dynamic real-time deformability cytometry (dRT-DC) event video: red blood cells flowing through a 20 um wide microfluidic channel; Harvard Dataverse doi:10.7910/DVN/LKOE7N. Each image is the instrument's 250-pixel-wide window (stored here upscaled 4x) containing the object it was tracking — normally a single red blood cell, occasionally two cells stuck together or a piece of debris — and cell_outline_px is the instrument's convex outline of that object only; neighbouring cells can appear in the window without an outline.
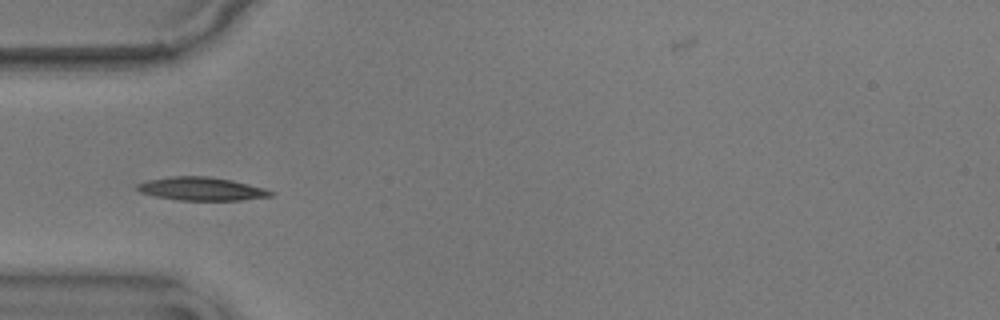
{"species": "common noctule bat (a hibernating species)", "species_latin": "Nyctalus noctula", "temperature_condition": "warm", "stored_images_in_passage": 41, "camera_frame_rate_fps": 3000, "um_per_image_px": 0.085, "animal": {"sex": "male", "body_mass_g": 17.9}, "frame": {"image": 1, "passage_image": 1, "time_ms": 0.0, "image_size_px": [1000, 320], "cell_outline_px": [[276, 192], [272, 196], [240, 200], [180, 200], [156, 196], [140, 192], [136, 188], [136, 184], [148, 180], [172, 176], [208, 176], [248, 184], [264, 188]], "centroid_in_image_um": [17.13, 16.05], "position_along_channel_um": 67.9, "area_um2": 17.92}}
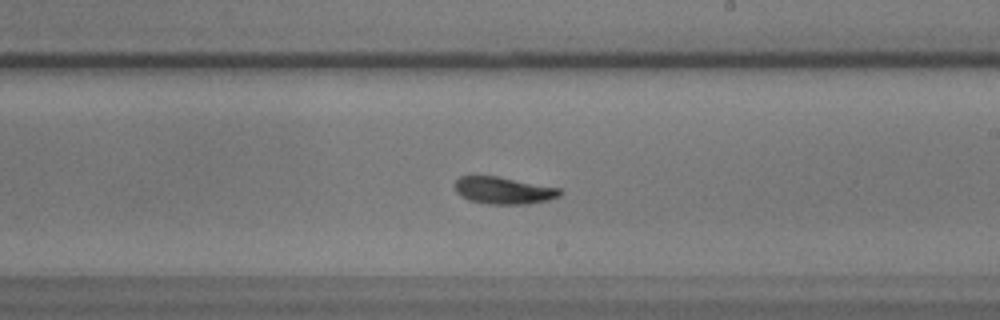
{"frame": {"image": 2, "passage_image": 16, "time_ms": 5.0, "image_size_px": [1000, 320], "cell_outline_px": [[564, 192], [560, 196], [548, 200], [528, 204], [488, 204], [468, 200], [460, 196], [456, 192], [456, 180], [460, 176], [496, 176], [560, 188]], "centroid_in_image_um": [42.82, 16.2], "position_along_channel_um": 246.2, "area_um2": 16.59}}
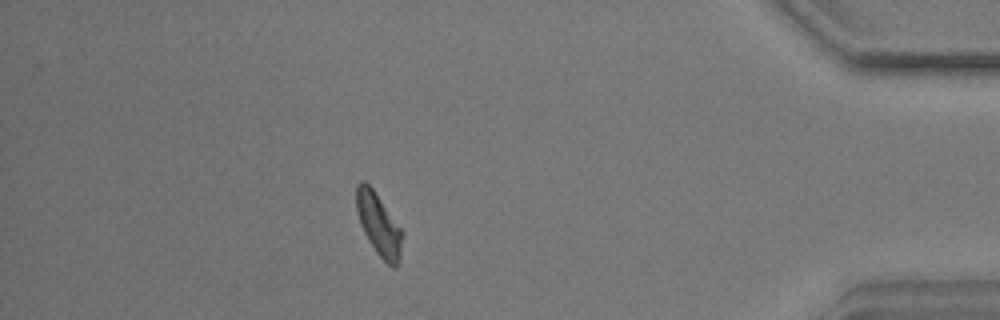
{"frame": {"image": 3, "passage_image": 33, "time_ms": 10.667, "image_size_px": [1000, 320], "cell_outline_px": [[404, 236], [396, 268], [392, 268], [376, 252], [368, 240], [360, 224], [356, 212], [356, 184], [360, 180], [364, 180], [372, 188], [404, 232]], "centroid_in_image_um": [32.18, 19.07], "position_along_channel_um": 403.0, "area_um2": 16.65}, "authors_computed_cell_mechanics": {"area_um2": 16.5886, "velocity_mm_per_s": 3.5565, "shape_relaxation_time_tau1_ms": 4.0068, "shape_relaxation_time_tau2_ms": 9.4958, "deformation_change_tau1": 0.1295, "deformation_change_tau2": 0.1382}}